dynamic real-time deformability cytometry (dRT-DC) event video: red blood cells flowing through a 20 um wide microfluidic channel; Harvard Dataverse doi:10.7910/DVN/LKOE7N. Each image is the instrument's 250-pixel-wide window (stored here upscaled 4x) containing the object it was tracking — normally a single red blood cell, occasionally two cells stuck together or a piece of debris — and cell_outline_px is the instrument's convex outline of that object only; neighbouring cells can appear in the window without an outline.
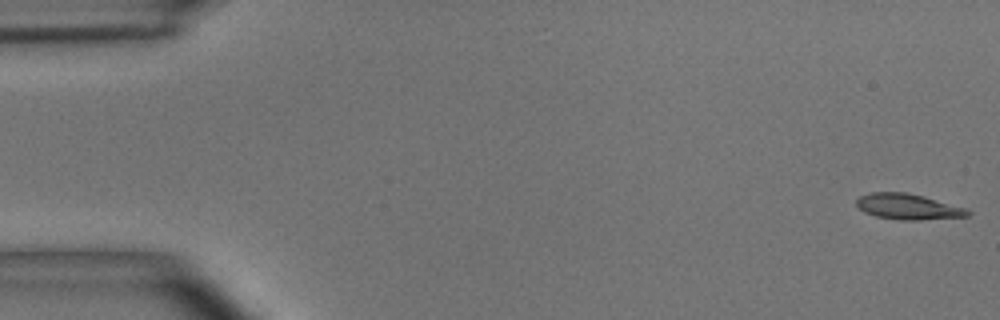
{"species": "common noctule bat (a hibernating species)", "species_latin": "Nyctalus noctula", "temperature_condition": "room temperature", "stored_images_in_passage": 54, "camera_frame_rate_fps": 3000, "um_per_image_px": 0.085, "animal": {"sex": "male", "body_mass_g": 15.6}, "frame": {"image": 1, "passage_image": 1, "time_ms": 0.0, "image_size_px": [1000, 320], "cell_outline_px": [[972, 212], [968, 216], [920, 220], [900, 220], [876, 216], [864, 212], [856, 204], [856, 200], [860, 196], [872, 192], [908, 192], [924, 196], [968, 208]], "centroid_in_image_um": [77.22, 17.56], "position_along_channel_um": 7.8, "area_um2": 16.76}}
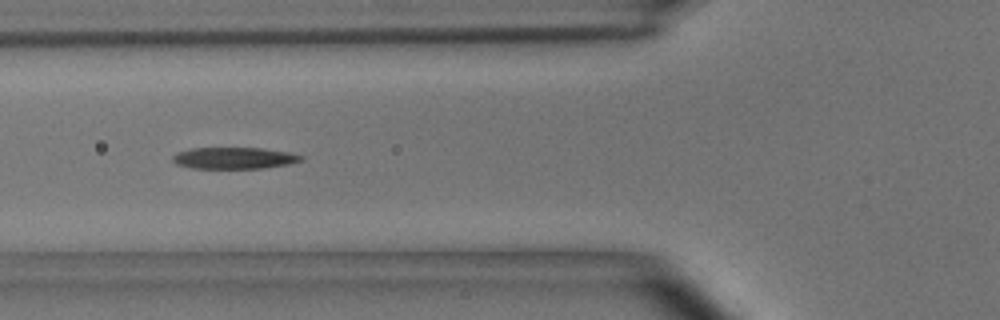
{"frame": {"image": 2, "passage_image": 20, "time_ms": 6.333, "image_size_px": [1000, 320], "cell_outline_px": [[304, 160], [288, 164], [264, 168], [192, 168], [176, 164], [172, 160], [172, 156], [180, 152], [192, 148], [264, 148], [288, 152], [304, 156]], "centroid_in_image_um": [19.94, 13.43], "position_along_channel_um": 105.9, "area_um2": 16.07}}
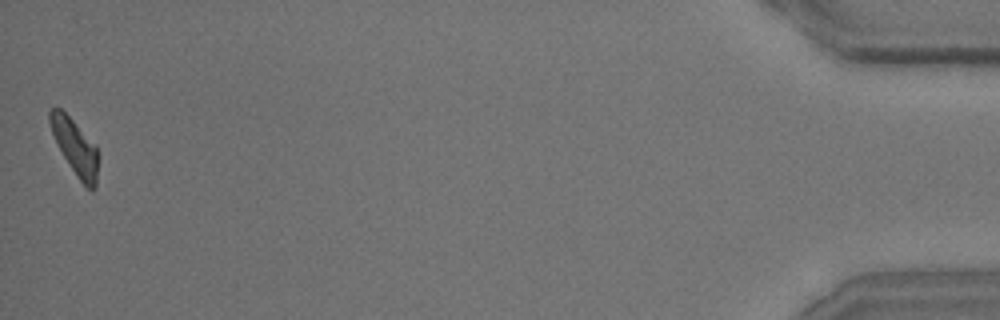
{"frame": {"image": 3, "passage_image": 54, "time_ms": 17.667, "image_size_px": [1000, 320], "cell_outline_px": [[100, 156], [96, 188], [92, 192], [76, 176], [64, 156], [52, 132], [48, 120], [48, 112], [52, 108], [60, 108], [96, 144]], "centroid_in_image_um": [6.44, 12.54], "position_along_channel_um": 428.8, "area_um2": 15.72}, "authors_computed_cell_mechanics": {"area_um2": 16.6464, "velocity_mm_per_s": 3.6634, "shape_relaxation_time_tau1_ms": 5.8624, "shape_relaxation_time_tau2_ms": 3.3277, "deformation_change_tau1": 0.179, "deformation_change_tau2": 0.1123}}